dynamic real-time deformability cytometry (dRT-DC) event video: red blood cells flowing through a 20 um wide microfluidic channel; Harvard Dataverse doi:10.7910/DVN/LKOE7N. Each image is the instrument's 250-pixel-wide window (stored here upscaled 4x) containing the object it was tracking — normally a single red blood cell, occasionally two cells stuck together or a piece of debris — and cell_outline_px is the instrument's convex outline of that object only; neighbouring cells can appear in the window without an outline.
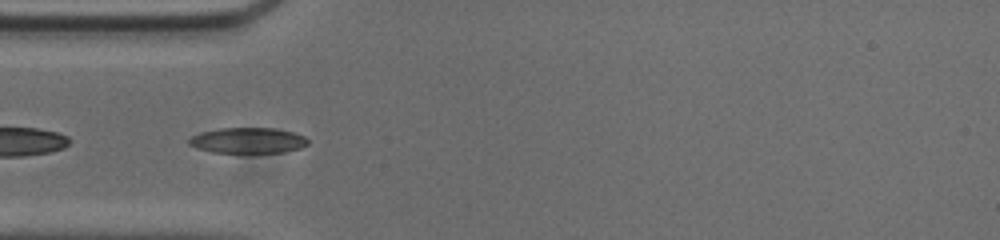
{"species": "common noctule bat (a hibernating species)", "species_latin": "Nyctalus noctula", "temperature_condition": "cold", "stored_images_in_passage": 53, "camera_frame_rate_fps": 3000, "um_per_image_px": 0.085, "animal": {"sex": "male", "body_mass_g": 20.0, "forearm_length_mm": 53.3}, "frame": {"image": 1, "passage_image": 15, "time_ms": 4.667, "image_size_px": [1000, 240], "cell_outline_px": [[308, 144], [300, 148], [284, 152], [212, 152], [196, 148], [188, 144], [188, 140], [192, 136], [200, 132], [220, 128], [272, 128], [292, 132], [304, 136], [308, 140]], "centroid_in_image_um": [21.05, 11.93], "position_along_channel_um": 64.0, "area_um2": 17.63}}
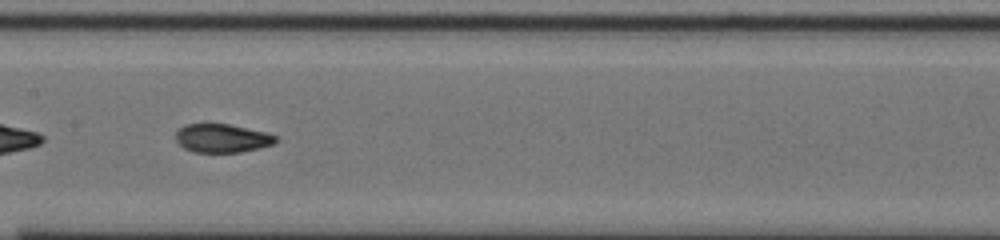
{"frame": {"image": 2, "passage_image": 25, "time_ms": 8.0, "image_size_px": [1000, 240], "cell_outline_px": [[276, 140], [272, 144], [260, 148], [240, 152], [192, 152], [184, 148], [176, 140], [176, 132], [184, 124], [228, 124], [264, 132], [276, 136]], "centroid_in_image_um": [18.84, 11.75], "position_along_channel_um": 188.6, "area_um2": 16.42}}
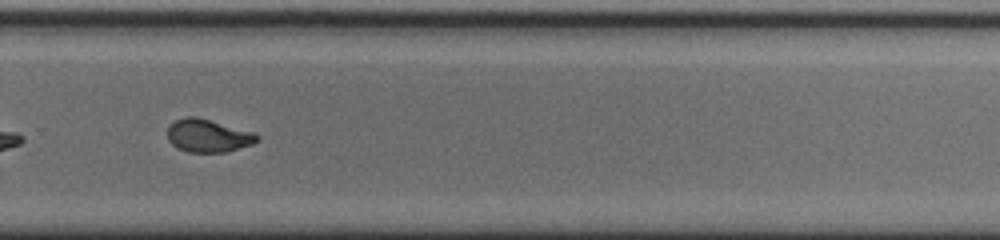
{"frame": {"image": 3, "passage_image": 35, "time_ms": 11.333, "image_size_px": [1000, 240], "cell_outline_px": [[260, 140], [252, 144], [224, 152], [188, 152], [176, 148], [168, 140], [168, 128], [176, 120], [184, 116], [196, 116], [252, 132], [260, 136]], "centroid_in_image_um": [17.67, 11.54], "position_along_channel_um": 312.1, "area_um2": 17.05}, "authors_computed_cell_mechanics": {"area_um2": 17.5712, "velocity_mm_per_s": 3.7167, "shape_relaxation_time_tau1_ms": 5.151, "shape_relaxation_time_tau2_ms": 0.0133, "deformation_change_tau1": 0.1919, "deformation_change_tau2": 0.0413}}